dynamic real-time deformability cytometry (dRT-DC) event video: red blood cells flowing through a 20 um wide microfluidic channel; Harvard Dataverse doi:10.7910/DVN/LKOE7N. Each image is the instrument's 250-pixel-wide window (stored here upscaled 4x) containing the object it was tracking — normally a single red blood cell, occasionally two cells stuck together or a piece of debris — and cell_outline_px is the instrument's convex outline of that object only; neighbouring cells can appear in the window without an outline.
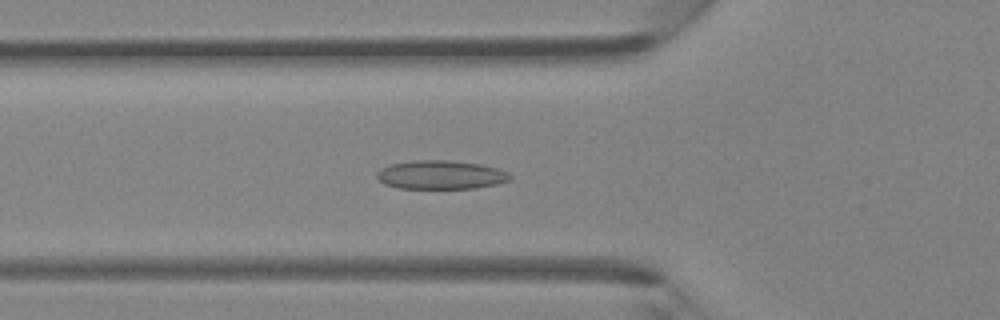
{"species": "Egyptian fruit bat (a non-hibernating species)", "species_latin": "Rousettus aegyptiacus", "temperature_condition": "room temperature", "stored_images_in_passage": 39, "camera_frame_rate_fps": 3000, "um_per_image_px": 0.085, "animal": {"sex": "female"}, "frame": {"image": 1, "passage_image": 16, "time_ms": 5.0, "image_size_px": [1000, 320], "cell_outline_px": [[512, 180], [496, 184], [476, 188], [396, 188], [384, 184], [376, 176], [376, 172], [380, 168], [392, 164], [412, 160], [448, 160], [480, 164], [496, 168], [508, 172], [512, 176]], "centroid_in_image_um": [37.46, 14.86], "position_along_channel_um": 88.3, "area_um2": 22.37}}
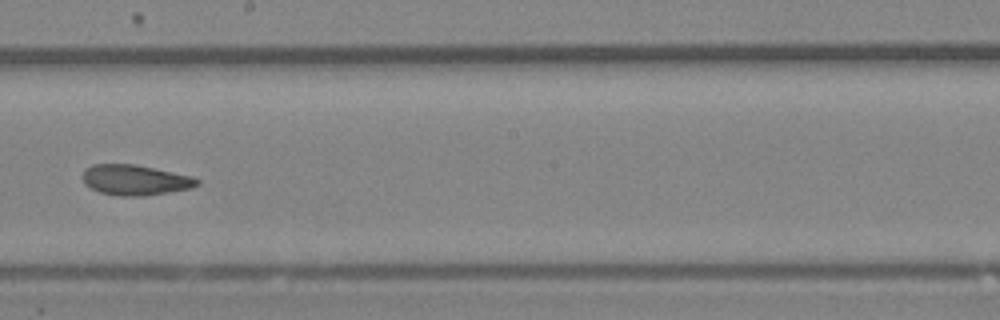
{"frame": {"image": 2, "passage_image": 26, "time_ms": 8.333, "image_size_px": [1000, 320], "cell_outline_px": [[200, 184], [192, 188], [144, 196], [116, 196], [100, 192], [84, 184], [84, 168], [92, 164], [136, 164], [192, 176], [200, 180]], "centroid_in_image_um": [11.5, 15.3], "position_along_channel_um": 236.7, "area_um2": 20.35}}
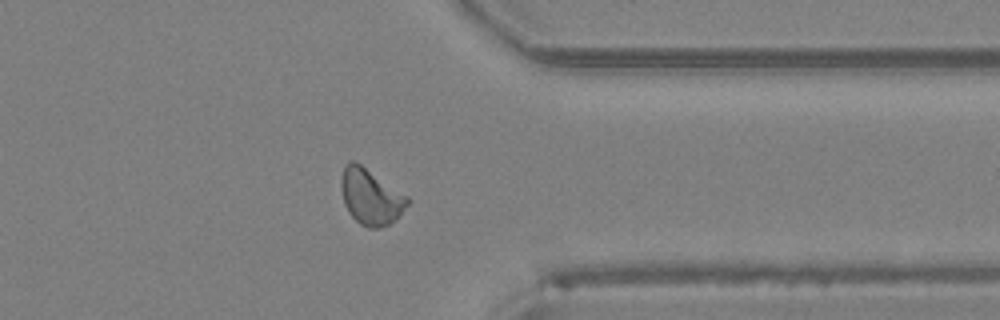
{"frame": {"image": 3, "passage_image": 36, "time_ms": 11.667, "image_size_px": [1000, 320], "cell_outline_px": [[408, 204], [388, 224], [380, 228], [368, 228], [360, 224], [348, 212], [344, 204], [340, 188], [340, 176], [344, 168], [352, 160], [356, 160], [408, 196]], "centroid_in_image_um": [31.46, 16.69], "position_along_channel_um": 379.9, "area_um2": 21.44}}